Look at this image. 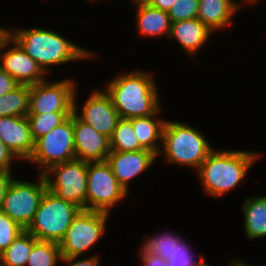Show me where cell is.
<instances>
[{
	"label": "cell",
	"instance_id": "1",
	"mask_svg": "<svg viewBox=\"0 0 266 266\" xmlns=\"http://www.w3.org/2000/svg\"><path fill=\"white\" fill-rule=\"evenodd\" d=\"M152 77L137 69L120 74L105 86L120 118L146 117L160 110L158 88Z\"/></svg>",
	"mask_w": 266,
	"mask_h": 266
},
{
	"label": "cell",
	"instance_id": "2",
	"mask_svg": "<svg viewBox=\"0 0 266 266\" xmlns=\"http://www.w3.org/2000/svg\"><path fill=\"white\" fill-rule=\"evenodd\" d=\"M11 38L38 63L46 74L50 66L95 56L48 29H11Z\"/></svg>",
	"mask_w": 266,
	"mask_h": 266
},
{
	"label": "cell",
	"instance_id": "3",
	"mask_svg": "<svg viewBox=\"0 0 266 266\" xmlns=\"http://www.w3.org/2000/svg\"><path fill=\"white\" fill-rule=\"evenodd\" d=\"M259 157L257 152L214 149L197 170L205 192L217 199L236 188Z\"/></svg>",
	"mask_w": 266,
	"mask_h": 266
},
{
	"label": "cell",
	"instance_id": "4",
	"mask_svg": "<svg viewBox=\"0 0 266 266\" xmlns=\"http://www.w3.org/2000/svg\"><path fill=\"white\" fill-rule=\"evenodd\" d=\"M162 151L165 161L199 169L202 162L214 150L199 130L183 122H165L162 135Z\"/></svg>",
	"mask_w": 266,
	"mask_h": 266
},
{
	"label": "cell",
	"instance_id": "5",
	"mask_svg": "<svg viewBox=\"0 0 266 266\" xmlns=\"http://www.w3.org/2000/svg\"><path fill=\"white\" fill-rule=\"evenodd\" d=\"M81 209L46 190L31 224L26 229L37 240L60 243Z\"/></svg>",
	"mask_w": 266,
	"mask_h": 266
},
{
	"label": "cell",
	"instance_id": "6",
	"mask_svg": "<svg viewBox=\"0 0 266 266\" xmlns=\"http://www.w3.org/2000/svg\"><path fill=\"white\" fill-rule=\"evenodd\" d=\"M42 174L48 191L77 205L81 210H86L87 162L75 159L59 163L49 167ZM51 175L55 176L54 180Z\"/></svg>",
	"mask_w": 266,
	"mask_h": 266
},
{
	"label": "cell",
	"instance_id": "7",
	"mask_svg": "<svg viewBox=\"0 0 266 266\" xmlns=\"http://www.w3.org/2000/svg\"><path fill=\"white\" fill-rule=\"evenodd\" d=\"M127 194L107 161L87 162L86 210L109 213Z\"/></svg>",
	"mask_w": 266,
	"mask_h": 266
},
{
	"label": "cell",
	"instance_id": "8",
	"mask_svg": "<svg viewBox=\"0 0 266 266\" xmlns=\"http://www.w3.org/2000/svg\"><path fill=\"white\" fill-rule=\"evenodd\" d=\"M76 159L73 136V114L34 142L29 161L39 165L43 173L49 167Z\"/></svg>",
	"mask_w": 266,
	"mask_h": 266
},
{
	"label": "cell",
	"instance_id": "9",
	"mask_svg": "<svg viewBox=\"0 0 266 266\" xmlns=\"http://www.w3.org/2000/svg\"><path fill=\"white\" fill-rule=\"evenodd\" d=\"M109 213L81 210L61 239V257H81L101 239Z\"/></svg>",
	"mask_w": 266,
	"mask_h": 266
},
{
	"label": "cell",
	"instance_id": "10",
	"mask_svg": "<svg viewBox=\"0 0 266 266\" xmlns=\"http://www.w3.org/2000/svg\"><path fill=\"white\" fill-rule=\"evenodd\" d=\"M38 177V183L13 179L0 208L25 230L33 221L42 196L47 190L43 174L40 173Z\"/></svg>",
	"mask_w": 266,
	"mask_h": 266
},
{
	"label": "cell",
	"instance_id": "11",
	"mask_svg": "<svg viewBox=\"0 0 266 266\" xmlns=\"http://www.w3.org/2000/svg\"><path fill=\"white\" fill-rule=\"evenodd\" d=\"M76 85L69 78L30 86L29 113L74 112Z\"/></svg>",
	"mask_w": 266,
	"mask_h": 266
},
{
	"label": "cell",
	"instance_id": "12",
	"mask_svg": "<svg viewBox=\"0 0 266 266\" xmlns=\"http://www.w3.org/2000/svg\"><path fill=\"white\" fill-rule=\"evenodd\" d=\"M76 94L77 92L74 95L75 115L81 121L93 127L97 132L110 139L120 119L110 95L106 91H93L83 105L82 113L78 114Z\"/></svg>",
	"mask_w": 266,
	"mask_h": 266
},
{
	"label": "cell",
	"instance_id": "13",
	"mask_svg": "<svg viewBox=\"0 0 266 266\" xmlns=\"http://www.w3.org/2000/svg\"><path fill=\"white\" fill-rule=\"evenodd\" d=\"M73 136L76 159L85 162L106 161L110 153V139L81 121L73 113Z\"/></svg>",
	"mask_w": 266,
	"mask_h": 266
},
{
	"label": "cell",
	"instance_id": "14",
	"mask_svg": "<svg viewBox=\"0 0 266 266\" xmlns=\"http://www.w3.org/2000/svg\"><path fill=\"white\" fill-rule=\"evenodd\" d=\"M10 44L13 46L0 54V68L19 84L31 86L45 81L44 74L46 73L38 63L14 39L10 38Z\"/></svg>",
	"mask_w": 266,
	"mask_h": 266
},
{
	"label": "cell",
	"instance_id": "15",
	"mask_svg": "<svg viewBox=\"0 0 266 266\" xmlns=\"http://www.w3.org/2000/svg\"><path fill=\"white\" fill-rule=\"evenodd\" d=\"M157 155L150 150L110 151L107 162L110 164L117 181L128 193L131 179L152 166Z\"/></svg>",
	"mask_w": 266,
	"mask_h": 266
},
{
	"label": "cell",
	"instance_id": "16",
	"mask_svg": "<svg viewBox=\"0 0 266 266\" xmlns=\"http://www.w3.org/2000/svg\"><path fill=\"white\" fill-rule=\"evenodd\" d=\"M0 139L18 159L29 160L34 150L27 116L0 117Z\"/></svg>",
	"mask_w": 266,
	"mask_h": 266
},
{
	"label": "cell",
	"instance_id": "17",
	"mask_svg": "<svg viewBox=\"0 0 266 266\" xmlns=\"http://www.w3.org/2000/svg\"><path fill=\"white\" fill-rule=\"evenodd\" d=\"M211 32L198 18H193L171 22L168 37L171 39L175 38L182 48L185 49L184 51L194 55L207 42Z\"/></svg>",
	"mask_w": 266,
	"mask_h": 266
},
{
	"label": "cell",
	"instance_id": "18",
	"mask_svg": "<svg viewBox=\"0 0 266 266\" xmlns=\"http://www.w3.org/2000/svg\"><path fill=\"white\" fill-rule=\"evenodd\" d=\"M234 0H199L197 18L211 31L224 29L239 9Z\"/></svg>",
	"mask_w": 266,
	"mask_h": 266
},
{
	"label": "cell",
	"instance_id": "19",
	"mask_svg": "<svg viewBox=\"0 0 266 266\" xmlns=\"http://www.w3.org/2000/svg\"><path fill=\"white\" fill-rule=\"evenodd\" d=\"M137 8V29L144 37L169 36L171 20L168 12L154 8L144 0H132Z\"/></svg>",
	"mask_w": 266,
	"mask_h": 266
},
{
	"label": "cell",
	"instance_id": "20",
	"mask_svg": "<svg viewBox=\"0 0 266 266\" xmlns=\"http://www.w3.org/2000/svg\"><path fill=\"white\" fill-rule=\"evenodd\" d=\"M159 111L160 110H158L156 114L146 117H135L130 119L140 145L144 149L155 153L157 156L161 155L160 153L162 152L160 150L161 147H159V144L162 143L163 129L166 122V120H157L155 118ZM158 140L160 142H158Z\"/></svg>",
	"mask_w": 266,
	"mask_h": 266
},
{
	"label": "cell",
	"instance_id": "21",
	"mask_svg": "<svg viewBox=\"0 0 266 266\" xmlns=\"http://www.w3.org/2000/svg\"><path fill=\"white\" fill-rule=\"evenodd\" d=\"M242 209L247 239L266 237V196L247 198Z\"/></svg>",
	"mask_w": 266,
	"mask_h": 266
},
{
	"label": "cell",
	"instance_id": "22",
	"mask_svg": "<svg viewBox=\"0 0 266 266\" xmlns=\"http://www.w3.org/2000/svg\"><path fill=\"white\" fill-rule=\"evenodd\" d=\"M37 241L31 233L24 230L2 252L0 264L2 266H26L32 247Z\"/></svg>",
	"mask_w": 266,
	"mask_h": 266
},
{
	"label": "cell",
	"instance_id": "23",
	"mask_svg": "<svg viewBox=\"0 0 266 266\" xmlns=\"http://www.w3.org/2000/svg\"><path fill=\"white\" fill-rule=\"evenodd\" d=\"M30 85L19 84L13 90L0 96V117H24L29 113Z\"/></svg>",
	"mask_w": 266,
	"mask_h": 266
},
{
	"label": "cell",
	"instance_id": "24",
	"mask_svg": "<svg viewBox=\"0 0 266 266\" xmlns=\"http://www.w3.org/2000/svg\"><path fill=\"white\" fill-rule=\"evenodd\" d=\"M181 239L180 236L167 231L157 236H149L141 249L148 255H157L165 261H170L178 252V243Z\"/></svg>",
	"mask_w": 266,
	"mask_h": 266
},
{
	"label": "cell",
	"instance_id": "25",
	"mask_svg": "<svg viewBox=\"0 0 266 266\" xmlns=\"http://www.w3.org/2000/svg\"><path fill=\"white\" fill-rule=\"evenodd\" d=\"M144 149L135 135L130 119L120 118L110 138L111 151H136Z\"/></svg>",
	"mask_w": 266,
	"mask_h": 266
},
{
	"label": "cell",
	"instance_id": "26",
	"mask_svg": "<svg viewBox=\"0 0 266 266\" xmlns=\"http://www.w3.org/2000/svg\"><path fill=\"white\" fill-rule=\"evenodd\" d=\"M74 112H47L41 114H28L31 135L34 142L46 135L54 127L64 122Z\"/></svg>",
	"mask_w": 266,
	"mask_h": 266
},
{
	"label": "cell",
	"instance_id": "27",
	"mask_svg": "<svg viewBox=\"0 0 266 266\" xmlns=\"http://www.w3.org/2000/svg\"><path fill=\"white\" fill-rule=\"evenodd\" d=\"M61 258L57 243L38 240L32 247L26 266H55Z\"/></svg>",
	"mask_w": 266,
	"mask_h": 266
},
{
	"label": "cell",
	"instance_id": "28",
	"mask_svg": "<svg viewBox=\"0 0 266 266\" xmlns=\"http://www.w3.org/2000/svg\"><path fill=\"white\" fill-rule=\"evenodd\" d=\"M25 229L0 210V251L3 252Z\"/></svg>",
	"mask_w": 266,
	"mask_h": 266
},
{
	"label": "cell",
	"instance_id": "29",
	"mask_svg": "<svg viewBox=\"0 0 266 266\" xmlns=\"http://www.w3.org/2000/svg\"><path fill=\"white\" fill-rule=\"evenodd\" d=\"M199 0H176L168 11L171 22L197 18Z\"/></svg>",
	"mask_w": 266,
	"mask_h": 266
},
{
	"label": "cell",
	"instance_id": "30",
	"mask_svg": "<svg viewBox=\"0 0 266 266\" xmlns=\"http://www.w3.org/2000/svg\"><path fill=\"white\" fill-rule=\"evenodd\" d=\"M178 243V252L170 262L172 264L188 265V266H206L207 263L203 257H200L199 261L194 260V255L190 251L188 245L182 241Z\"/></svg>",
	"mask_w": 266,
	"mask_h": 266
},
{
	"label": "cell",
	"instance_id": "31",
	"mask_svg": "<svg viewBox=\"0 0 266 266\" xmlns=\"http://www.w3.org/2000/svg\"><path fill=\"white\" fill-rule=\"evenodd\" d=\"M18 159L15 154L0 139V169L11 171L12 161ZM13 159V160H12Z\"/></svg>",
	"mask_w": 266,
	"mask_h": 266
},
{
	"label": "cell",
	"instance_id": "32",
	"mask_svg": "<svg viewBox=\"0 0 266 266\" xmlns=\"http://www.w3.org/2000/svg\"><path fill=\"white\" fill-rule=\"evenodd\" d=\"M18 85L19 83L13 77L0 68V96L5 95Z\"/></svg>",
	"mask_w": 266,
	"mask_h": 266
},
{
	"label": "cell",
	"instance_id": "33",
	"mask_svg": "<svg viewBox=\"0 0 266 266\" xmlns=\"http://www.w3.org/2000/svg\"><path fill=\"white\" fill-rule=\"evenodd\" d=\"M79 256L75 257H62L61 261L68 263L66 266H98V256H92L83 260H78Z\"/></svg>",
	"mask_w": 266,
	"mask_h": 266
},
{
	"label": "cell",
	"instance_id": "34",
	"mask_svg": "<svg viewBox=\"0 0 266 266\" xmlns=\"http://www.w3.org/2000/svg\"><path fill=\"white\" fill-rule=\"evenodd\" d=\"M11 171L0 169V208L3 204L6 191L13 180Z\"/></svg>",
	"mask_w": 266,
	"mask_h": 266
},
{
	"label": "cell",
	"instance_id": "35",
	"mask_svg": "<svg viewBox=\"0 0 266 266\" xmlns=\"http://www.w3.org/2000/svg\"><path fill=\"white\" fill-rule=\"evenodd\" d=\"M139 253L143 266H166V261L157 255H148L141 248Z\"/></svg>",
	"mask_w": 266,
	"mask_h": 266
},
{
	"label": "cell",
	"instance_id": "36",
	"mask_svg": "<svg viewBox=\"0 0 266 266\" xmlns=\"http://www.w3.org/2000/svg\"><path fill=\"white\" fill-rule=\"evenodd\" d=\"M150 6L168 12L176 0H144Z\"/></svg>",
	"mask_w": 266,
	"mask_h": 266
},
{
	"label": "cell",
	"instance_id": "37",
	"mask_svg": "<svg viewBox=\"0 0 266 266\" xmlns=\"http://www.w3.org/2000/svg\"><path fill=\"white\" fill-rule=\"evenodd\" d=\"M10 38H11V29H6L0 27V53L1 50L6 47H9L10 44Z\"/></svg>",
	"mask_w": 266,
	"mask_h": 266
},
{
	"label": "cell",
	"instance_id": "38",
	"mask_svg": "<svg viewBox=\"0 0 266 266\" xmlns=\"http://www.w3.org/2000/svg\"><path fill=\"white\" fill-rule=\"evenodd\" d=\"M232 266H252V265L246 264L244 261L242 262L240 259L239 260L235 259L232 261Z\"/></svg>",
	"mask_w": 266,
	"mask_h": 266
},
{
	"label": "cell",
	"instance_id": "39",
	"mask_svg": "<svg viewBox=\"0 0 266 266\" xmlns=\"http://www.w3.org/2000/svg\"><path fill=\"white\" fill-rule=\"evenodd\" d=\"M166 266H188V265L172 264L170 261H166Z\"/></svg>",
	"mask_w": 266,
	"mask_h": 266
},
{
	"label": "cell",
	"instance_id": "40",
	"mask_svg": "<svg viewBox=\"0 0 266 266\" xmlns=\"http://www.w3.org/2000/svg\"><path fill=\"white\" fill-rule=\"evenodd\" d=\"M245 1H247L248 3L250 2L249 4H253V3H256L257 1H260V0H245Z\"/></svg>",
	"mask_w": 266,
	"mask_h": 266
}]
</instances>
